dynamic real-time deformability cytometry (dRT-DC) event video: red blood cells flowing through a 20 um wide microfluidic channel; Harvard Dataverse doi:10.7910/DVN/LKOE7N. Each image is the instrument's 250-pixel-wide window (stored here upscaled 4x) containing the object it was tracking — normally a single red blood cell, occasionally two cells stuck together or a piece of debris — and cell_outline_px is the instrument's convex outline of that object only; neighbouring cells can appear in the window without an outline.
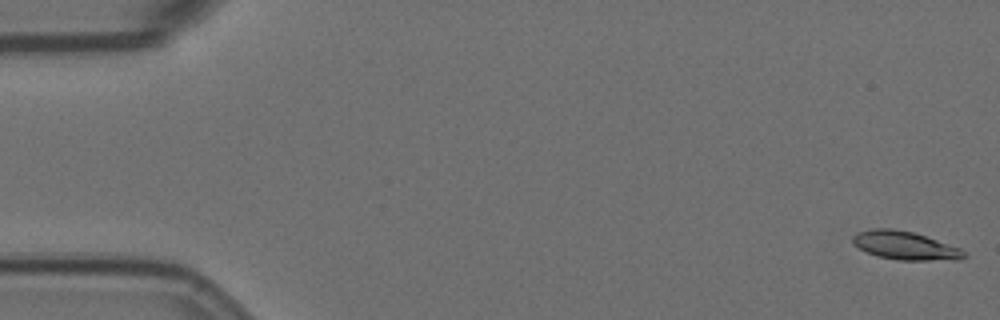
{"species": "Egyptian fruit bat (a non-hibernating species)", "species_latin": "Rousettus aegyptiacus", "temperature_condition": "room temperature", "stored_images_in_passage": 57, "camera_frame_rate_fps": 3000, "um_per_image_px": 0.085, "animal": {"sex": "female"}, "frame": {"image": 1, "passage_image": 1, "time_ms": 0.0, "image_size_px": [1000, 320], "cell_outline_px": [[968, 256], [960, 260], [900, 260], [876, 256], [852, 244], [852, 236], [856, 232], [872, 228], [892, 228], [912, 232], [960, 248]], "centroid_in_image_um": [76.9, 20.87], "position_along_channel_um": 8.1, "area_um2": 18.38}}
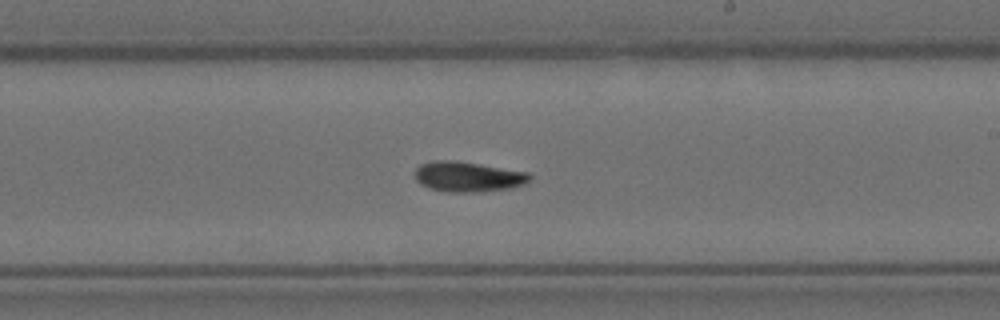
{"frame": {"image": 2, "passage_image": 33, "time_ms": 10.667, "image_size_px": [1000, 320], "cell_outline_px": [[532, 176], [524, 184], [512, 188], [476, 192], [448, 192], [428, 188], [420, 184], [416, 180], [416, 168], [420, 164], [432, 160], [456, 160], [528, 172]], "centroid_in_image_um": [39.76, 15.01], "position_along_channel_um": 249.2, "area_um2": 20.29}}
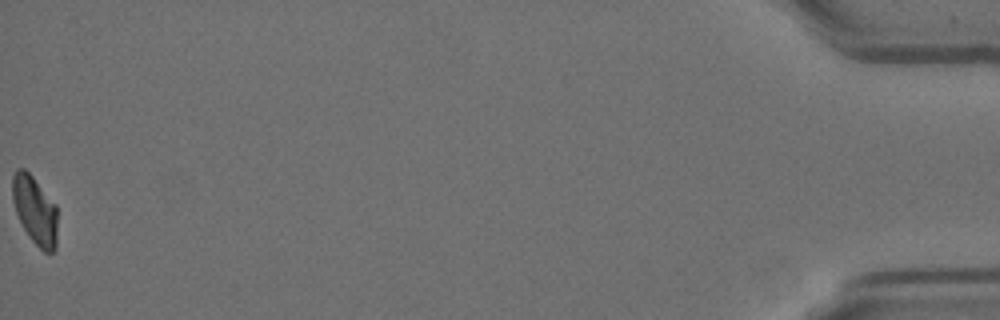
{"frame": {"image": 3, "passage_image": 57, "time_ms": 18.667, "image_size_px": [1000, 320], "cell_outline_px": [[56, 248], [52, 252], [44, 252], [32, 240], [24, 228], [16, 212], [12, 200], [12, 176], [16, 168], [24, 168], [32, 176], [56, 204]], "centroid_in_image_um": [2.95, 17.84], "position_along_channel_um": 432.2, "area_um2": 17.74}, "authors_computed_cell_mechanics": {"area_um2": 19.074, "velocity_mm_per_s": 3.5731, "shape_relaxation_time_tau1_ms": 7.4935, "shape_relaxation_time_tau2_ms": 5.2544, "deformation_change_tau1": 0.1913, "deformation_change_tau2": 0.1049}}